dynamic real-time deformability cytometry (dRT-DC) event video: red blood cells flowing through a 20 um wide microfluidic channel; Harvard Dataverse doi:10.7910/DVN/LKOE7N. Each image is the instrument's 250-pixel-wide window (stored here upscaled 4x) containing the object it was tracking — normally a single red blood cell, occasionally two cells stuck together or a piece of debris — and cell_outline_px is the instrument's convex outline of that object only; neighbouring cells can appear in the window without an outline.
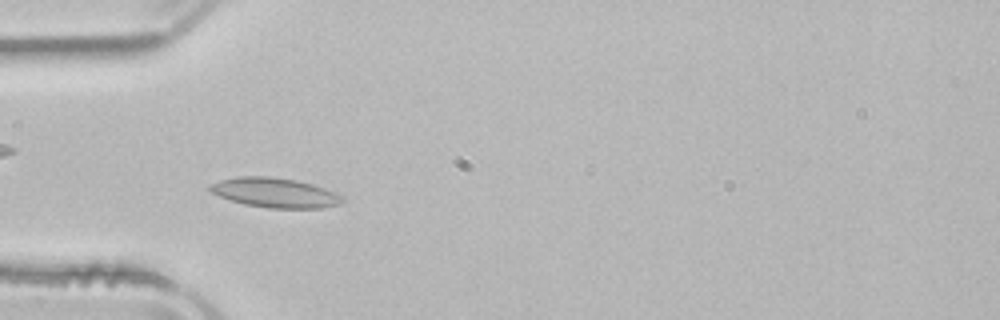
{"species": "common noctule bat (a hibernating species)", "species_latin": "Nyctalus noctula", "temperature_condition": "room temperature", "stored_images_in_passage": 41, "camera_frame_rate_fps": 3000, "um_per_image_px": 0.085, "animal": {"sex": "male", "body_mass_g": 21.5, "forearm_length_mm": 52.0}, "frame": {"image": 1, "passage_image": 5, "time_ms": 1.333, "image_size_px": [1000, 320], "cell_outline_px": [[344, 200], [340, 204], [320, 208], [268, 208], [244, 204], [220, 196], [212, 192], [208, 188], [208, 184], [220, 180], [240, 176], [268, 176], [296, 180], [312, 184], [336, 192], [344, 196]], "centroid_in_image_um": [23.39, 16.37], "position_along_channel_um": 61.6, "area_um2": 22.89}}
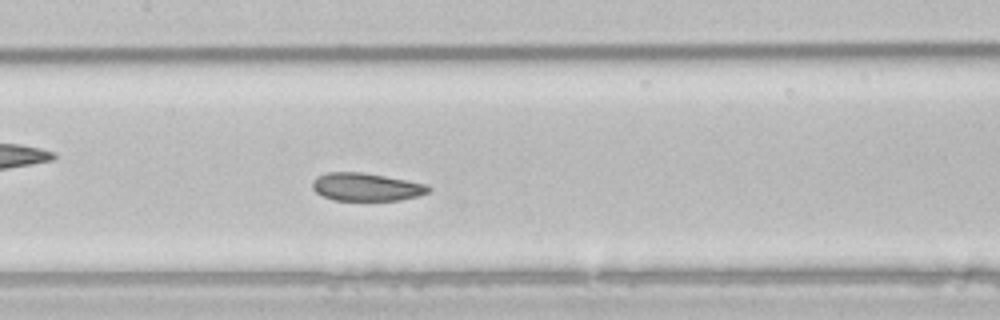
{"frame": {"image": 2, "passage_image": 14, "time_ms": 4.333, "image_size_px": [1000, 320], "cell_outline_px": [[432, 188], [428, 192], [416, 196], [400, 200], [332, 200], [316, 192], [312, 188], [312, 180], [316, 176], [328, 172], [360, 172], [384, 176], [428, 184]], "centroid_in_image_um": [31.11, 15.89], "position_along_channel_um": 176.3, "area_um2": 18.84}}
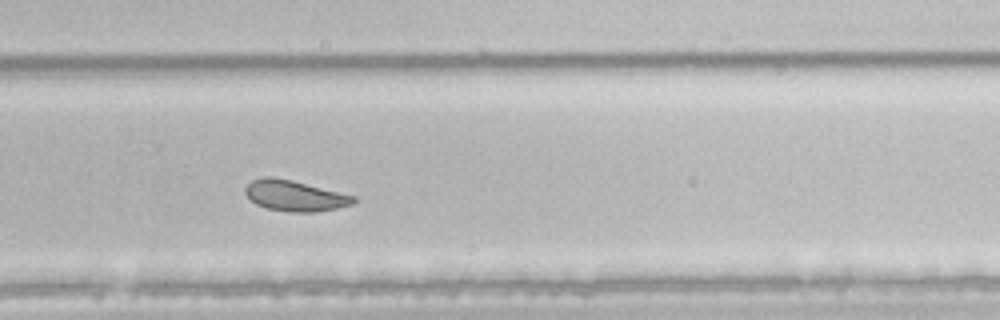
{"frame": {"image": 3, "passage_image": 24, "time_ms": 7.667, "image_size_px": [1000, 320], "cell_outline_px": [[356, 200], [352, 204], [336, 208], [316, 212], [288, 212], [268, 208], [256, 204], [244, 192], [244, 188], [252, 180], [264, 176], [272, 176], [292, 180], [356, 196]], "centroid_in_image_um": [25.05, 16.63], "position_along_channel_um": 304.7, "area_um2": 19.36}, "authors_computed_cell_mechanics": {"area_um2": 20.2878, "velocity_mm_per_s": 3.881, "shape_relaxation_time_tau1_ms": 5.8978, "shape_relaxation_time_tau2_ms": 0.9266, "deformation_change_tau1": 0.1288, "deformation_change_tau2": 0.0488}}